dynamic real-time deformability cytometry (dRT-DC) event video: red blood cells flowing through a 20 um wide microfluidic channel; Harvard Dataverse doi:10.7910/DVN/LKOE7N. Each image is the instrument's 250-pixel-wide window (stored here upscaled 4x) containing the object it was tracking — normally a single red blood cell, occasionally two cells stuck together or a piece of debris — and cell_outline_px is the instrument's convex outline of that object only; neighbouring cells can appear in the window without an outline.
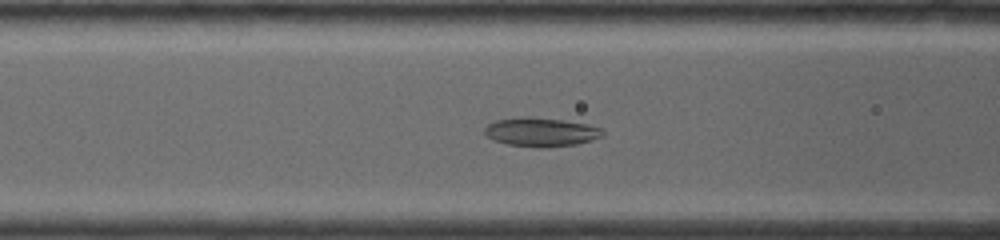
{"species": "common noctule bat (a hibernating species)", "species_latin": "Nyctalus noctula", "temperature_condition": "warm", "stored_images_in_passage": 14, "camera_frame_rate_fps": 4500, "um_per_image_px": 0.085, "animal": {"sex": "female", "body_mass_g": 19.0, "forearm_length_mm": 53.3}, "frame": {"image": 1, "passage_image": 6, "time_ms": 3.778, "image_size_px": [1000, 240], "cell_outline_px": [[604, 136], [592, 140], [576, 144], [544, 148], [540, 148], [508, 144], [492, 140], [484, 132], [484, 128], [488, 124], [496, 120], [520, 116], [532, 116], [564, 120], [588, 124], [600, 128], [604, 132]], "centroid_in_image_um": [45.98, 11.21], "position_along_channel_um": 120.6, "area_um2": 20.11}}
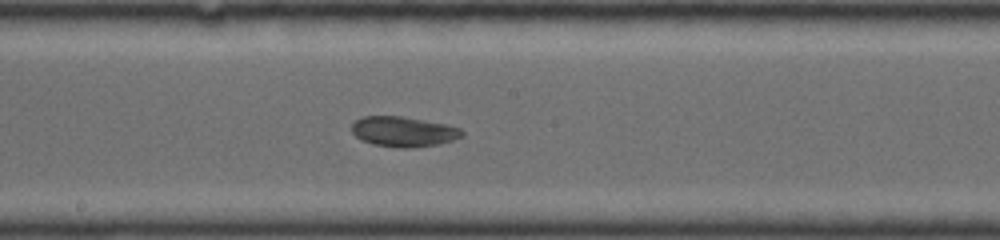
{"frame": {"image": 2, "passage_image": 11, "time_ms": 6.222, "image_size_px": [1000, 240], "cell_outline_px": [[464, 136], [440, 144], [408, 148], [396, 148], [372, 144], [360, 140], [352, 132], [352, 124], [356, 120], [364, 116], [400, 116], [444, 124], [460, 128], [464, 132]], "centroid_in_image_um": [34.28, 11.2], "position_along_channel_um": 213.9, "area_um2": 19.36}}
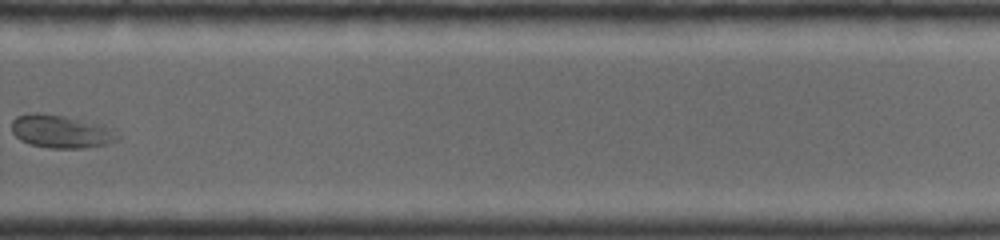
{"frame": {"image": 3, "passage_image": 14, "time_ms": 9.111, "image_size_px": [1000, 240], "cell_outline_px": [[120, 140], [108, 144], [80, 148], [52, 148], [28, 144], [20, 140], [12, 132], [12, 120], [16, 116], [32, 112], [36, 112], [64, 116], [112, 128], [120, 136]], "centroid_in_image_um": [5.17, 11.18], "position_along_channel_um": 324.6, "area_um2": 20.35}}